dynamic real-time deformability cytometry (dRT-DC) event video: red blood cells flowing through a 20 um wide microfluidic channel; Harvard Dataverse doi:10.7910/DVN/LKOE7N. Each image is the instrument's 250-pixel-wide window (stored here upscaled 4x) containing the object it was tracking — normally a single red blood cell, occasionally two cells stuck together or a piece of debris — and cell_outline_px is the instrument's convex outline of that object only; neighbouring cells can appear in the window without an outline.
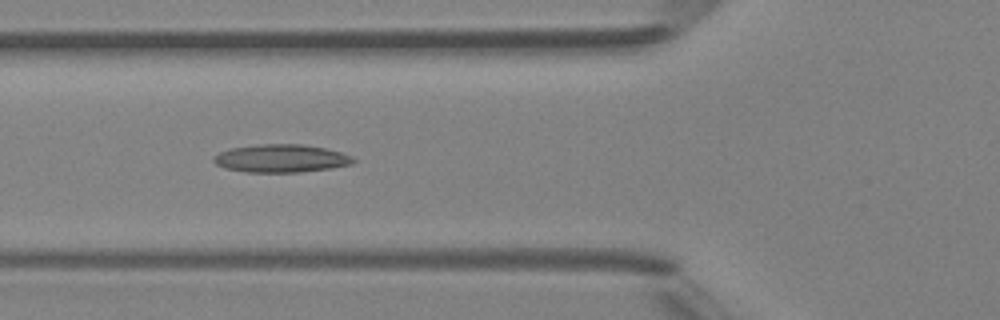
{"species": "Egyptian fruit bat (a non-hibernating species)", "species_latin": "Rousettus aegyptiacus", "temperature_condition": "room temperature", "stored_images_in_passage": 6, "camera_frame_rate_fps": 3000, "um_per_image_px": 0.085, "animal": {"sex": "female"}, "frame": {"image": 1, "passage_image": 4, "time_ms": 4.333, "image_size_px": [1000, 320], "cell_outline_px": [[356, 160], [352, 164], [332, 168], [300, 172], [244, 172], [224, 168], [216, 164], [212, 160], [212, 156], [220, 152], [232, 148], [260, 144], [304, 144], [324, 148], [340, 152], [352, 156]], "centroid_in_image_um": [23.88, 13.47], "position_along_channel_um": 101.9, "area_um2": 22.83}}
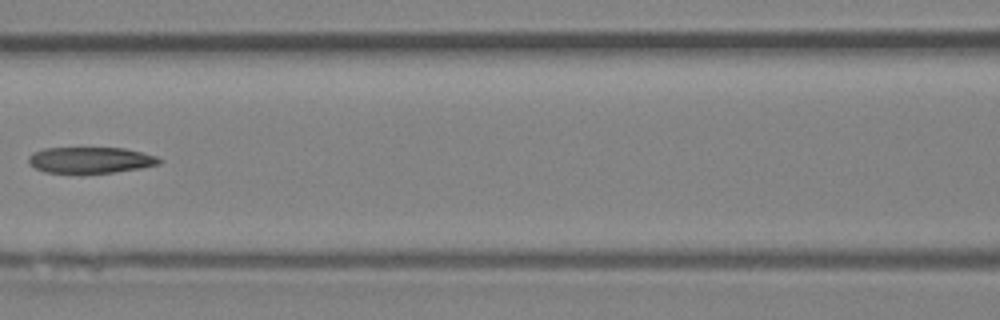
{"frame": {"image": 2, "passage_image": 5, "time_ms": 5.667, "image_size_px": [1000, 320], "cell_outline_px": [[164, 160], [160, 164], [140, 168], [112, 172], [76, 176], [44, 172], [36, 168], [28, 160], [28, 156], [32, 152], [44, 148], [124, 148], [156, 156]], "centroid_in_image_um": [7.65, 13.64], "position_along_channel_um": 159.0, "area_um2": 20.58}}
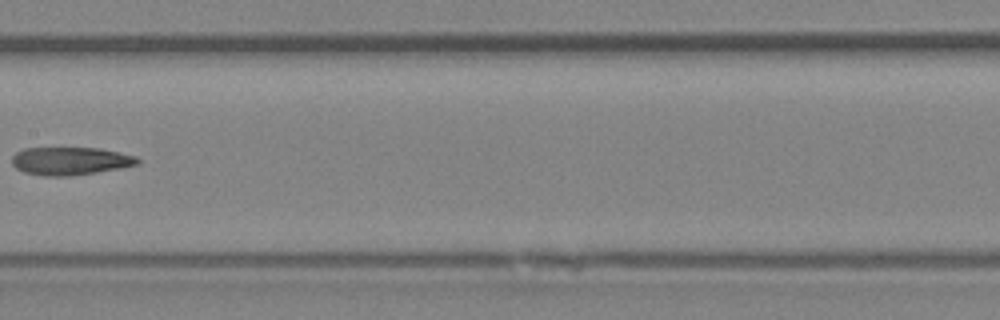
{"frame": {"image": 3, "passage_image": 6, "time_ms": 6.667, "image_size_px": [1000, 320], "cell_outline_px": [[140, 164], [120, 168], [96, 172], [68, 176], [44, 176], [24, 172], [16, 168], [12, 164], [12, 156], [16, 152], [24, 148], [100, 148], [120, 152], [136, 156], [140, 160]], "centroid_in_image_um": [5.98, 13.68], "position_along_channel_um": 201.4, "area_um2": 20.52}}